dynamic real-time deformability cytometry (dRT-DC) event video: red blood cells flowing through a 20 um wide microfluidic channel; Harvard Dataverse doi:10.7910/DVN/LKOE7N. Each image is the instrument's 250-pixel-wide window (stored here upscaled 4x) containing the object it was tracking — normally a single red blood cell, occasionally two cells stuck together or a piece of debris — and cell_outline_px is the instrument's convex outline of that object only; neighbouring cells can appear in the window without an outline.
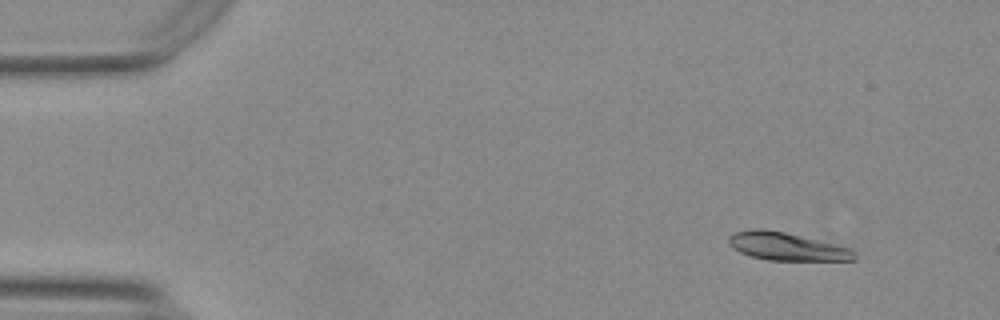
{"species": "Egyptian fruit bat (a non-hibernating species)", "species_latin": "Rousettus aegyptiacus", "temperature_condition": "warm", "stored_images_in_passage": 51, "camera_frame_rate_fps": 3000, "um_per_image_px": 0.085, "animal": {"sex": "female"}, "frame": {"image": 1, "passage_image": 2, "time_ms": 0.333, "image_size_px": [1000, 320], "cell_outline_px": [[856, 260], [768, 260], [752, 256], [740, 252], [732, 248], [728, 244], [728, 236], [732, 232], [752, 228], [760, 228], [784, 232], [852, 248], [856, 252]], "centroid_in_image_um": [66.84, 20.94], "position_along_channel_um": 18.2, "area_um2": 20.52}}
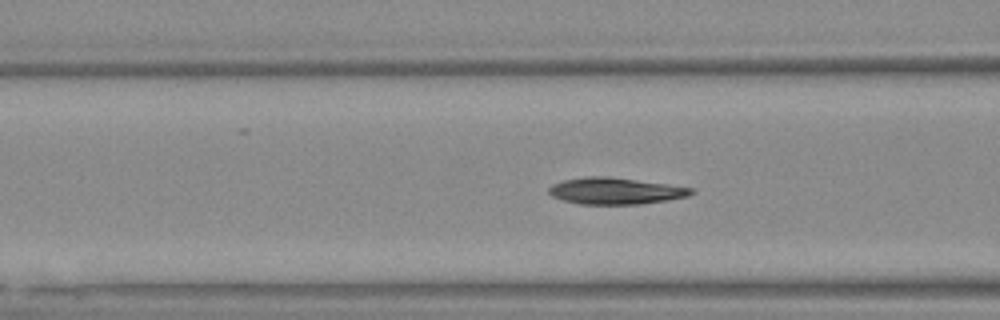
{"frame": {"image": 2, "passage_image": 18, "time_ms": 5.667, "image_size_px": [1000, 320], "cell_outline_px": [[692, 192], [688, 196], [640, 204], [580, 204], [564, 200], [552, 196], [548, 192], [548, 188], [552, 184], [564, 180], [584, 176], [608, 176], [692, 188]], "centroid_in_image_um": [52.23, 16.22], "position_along_channel_um": 114.4, "area_um2": 21.68}}
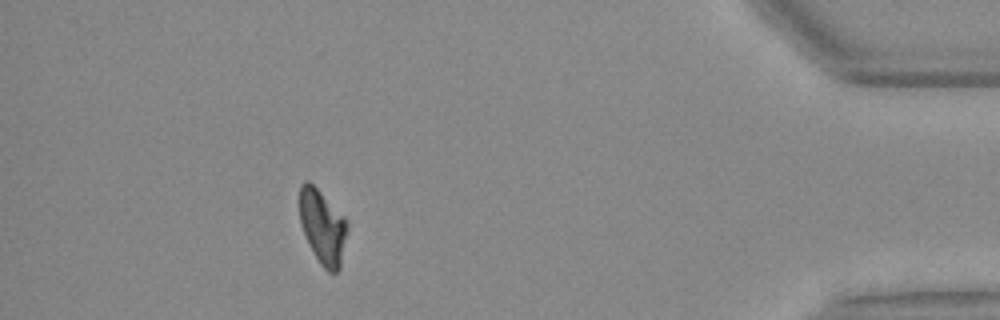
{"frame": {"image": 3, "passage_image": 46, "time_ms": 15.0, "image_size_px": [1000, 320], "cell_outline_px": [[348, 228], [340, 268], [336, 272], [328, 272], [320, 264], [300, 224], [300, 184], [304, 180], [308, 180], [348, 220]], "centroid_in_image_um": [27.44, 19.28], "position_along_channel_um": 407.8, "area_um2": 20.35}, "authors_computed_cell_mechanics": {"area_um2": 21.4438, "velocity_mm_per_s": 3.7084, "shape_relaxation_time_tau1_ms": null, "shape_relaxation_time_tau2_ms": 9.9008, "deformation_change_tau1": null, "deformation_change_tau2": 0.128}}